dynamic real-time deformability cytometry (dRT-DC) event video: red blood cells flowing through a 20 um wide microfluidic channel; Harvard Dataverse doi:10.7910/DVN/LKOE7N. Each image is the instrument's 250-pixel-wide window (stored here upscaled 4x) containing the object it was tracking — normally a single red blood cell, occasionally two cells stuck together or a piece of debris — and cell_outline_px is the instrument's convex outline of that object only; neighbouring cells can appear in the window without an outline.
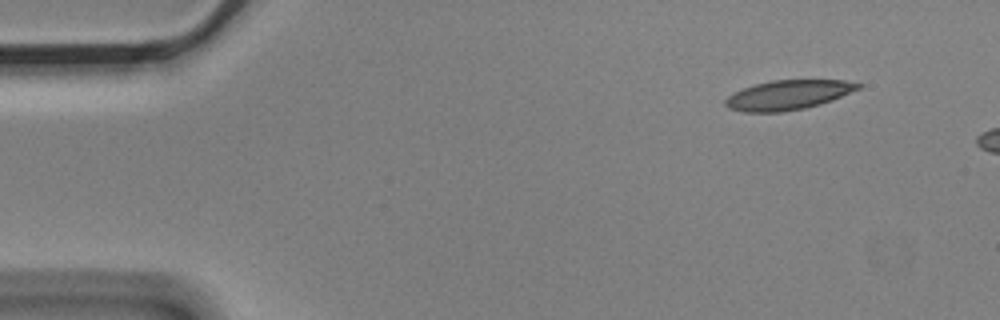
{"species": "Egyptian fruit bat (a non-hibernating species)", "species_latin": "Rousettus aegyptiacus", "temperature_condition": "cold", "stored_images_in_passage": 5, "camera_frame_rate_fps": 3000, "um_per_image_px": 0.085, "animal": {"sex": "male"}, "frame": {"image": 1, "passage_image": 1, "time_ms": 0.0, "image_size_px": [1000, 320], "cell_outline_px": [[864, 84], [860, 88], [832, 100], [820, 104], [804, 108], [784, 112], [744, 112], [728, 108], [724, 104], [724, 100], [728, 96], [744, 88], [756, 84], [772, 80], [844, 80]], "centroid_in_image_um": [66.99, 8.07], "position_along_channel_um": 18.0, "area_um2": 22.77}}
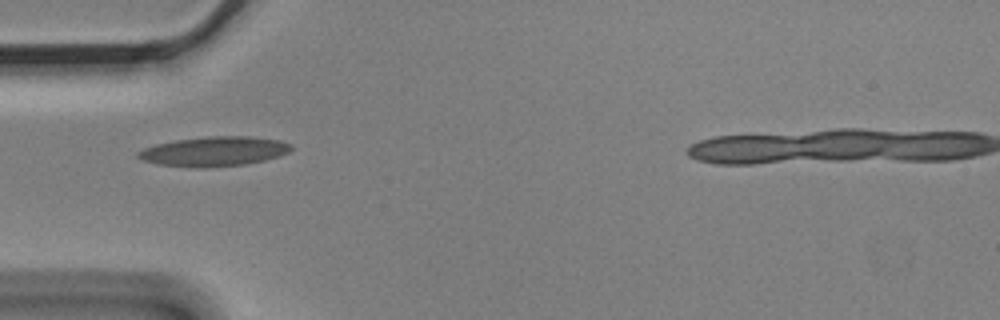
{"frame": {"image": 2, "passage_image": 4, "time_ms": 1.0, "image_size_px": [1000, 320], "cell_outline_px": [[292, 148], [288, 152], [280, 156], [264, 160], [244, 164], [204, 168], [196, 168], [156, 164], [144, 160], [136, 156], [136, 152], [144, 148], [156, 144], [176, 140], [204, 136], [248, 136], [280, 140], [292, 144]], "centroid_in_image_um": [18.19, 12.86], "position_along_channel_um": 66.8, "area_um2": 26.53}}
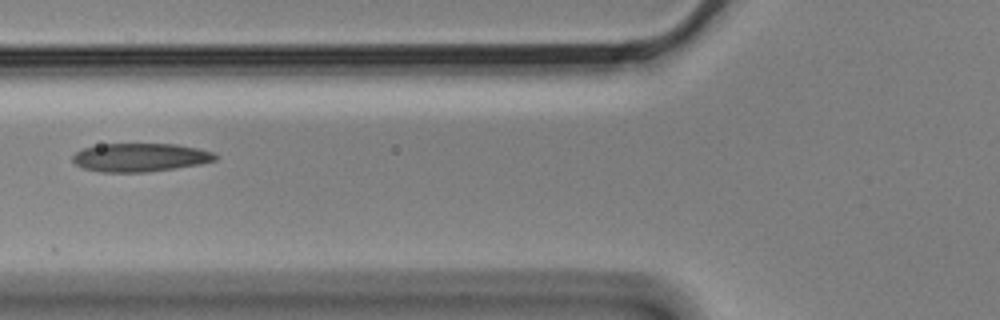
{"frame": {"image": 3, "passage_image": 5, "time_ms": 1.333, "image_size_px": [1000, 320], "cell_outline_px": [[216, 160], [200, 164], [176, 168], [144, 172], [100, 172], [84, 168], [76, 164], [72, 160], [72, 156], [76, 152], [84, 148], [100, 144], [176, 144], [196, 148], [212, 152], [216, 156]], "centroid_in_image_um": [11.89, 13.38], "position_along_channel_um": 113.9, "area_um2": 23.47}}